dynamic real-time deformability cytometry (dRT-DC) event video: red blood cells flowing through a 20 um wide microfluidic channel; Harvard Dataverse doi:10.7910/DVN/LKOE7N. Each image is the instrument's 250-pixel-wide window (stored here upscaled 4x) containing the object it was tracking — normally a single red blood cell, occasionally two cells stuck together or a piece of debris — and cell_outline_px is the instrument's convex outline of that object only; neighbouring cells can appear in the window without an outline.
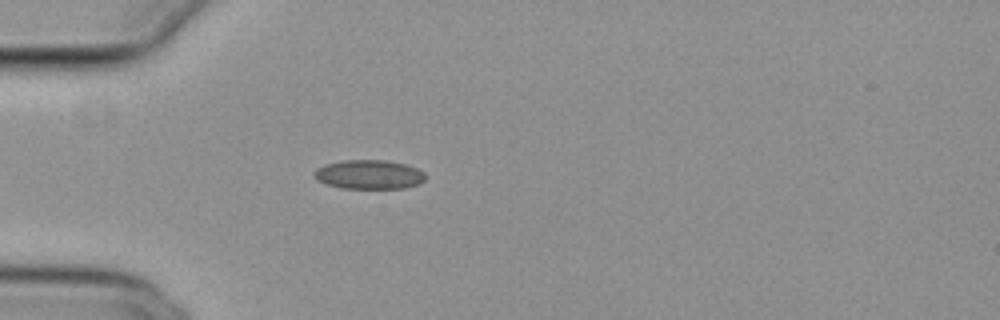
{"species": "common noctule bat (a hibernating species)", "species_latin": "Nyctalus noctula", "temperature_condition": "cold", "stored_images_in_passage": 39, "camera_frame_rate_fps": 3000, "um_per_image_px": 0.085, "animal": {"sex": "female", "body_mass_g": 29.2, "forearm_length_mm": 56.3}, "frame": {"image": 1, "passage_image": 1, "time_ms": 0.0, "image_size_px": [1000, 320], "cell_outline_px": [[424, 180], [420, 184], [404, 188], [340, 188], [324, 184], [316, 180], [312, 172], [316, 168], [324, 164], [344, 160], [384, 160], [404, 164], [416, 168], [424, 172]], "centroid_in_image_um": [31.31, 14.84], "position_along_channel_um": 53.7, "area_um2": 19.02}}
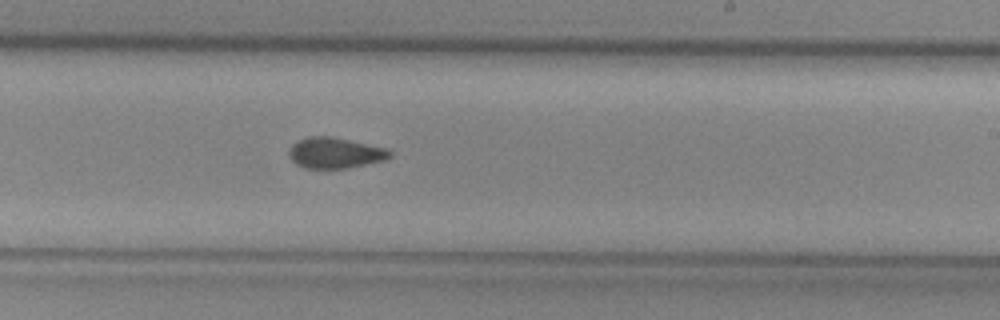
{"frame": {"image": 2, "passage_image": 18, "time_ms": 5.667, "image_size_px": [1000, 320], "cell_outline_px": [[392, 156], [388, 160], [348, 168], [304, 168], [296, 164], [288, 156], [288, 152], [292, 144], [296, 140], [308, 136], [332, 136], [388, 148], [392, 152]], "centroid_in_image_um": [28.5, 12.99], "position_along_channel_um": 260.5, "area_um2": 18.5}}
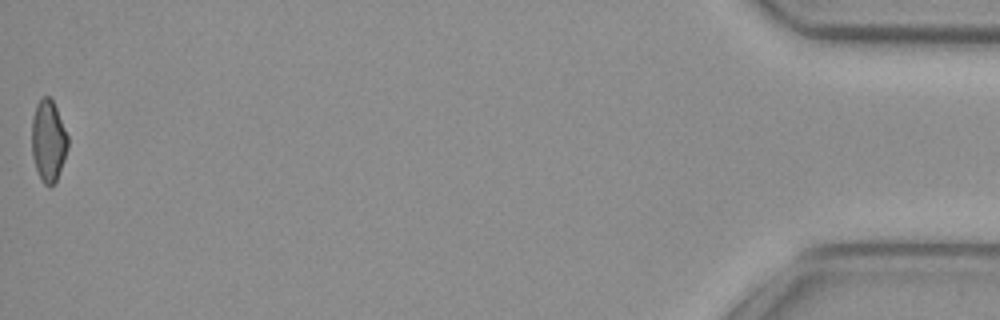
{"frame": {"image": 3, "passage_image": 39, "time_ms": 12.667, "image_size_px": [1000, 320], "cell_outline_px": [[68, 148], [64, 160], [56, 180], [52, 188], [48, 188], [40, 180], [32, 156], [32, 116], [36, 104], [40, 96], [48, 96], [52, 100], [56, 108], [68, 136]], "centroid_in_image_um": [4.1, 11.99], "position_along_channel_um": 431.1, "area_um2": 17.34}, "authors_computed_cell_mechanics": {"area_um2": 18.0914, "velocity_mm_per_s": 3.8408, "shape_relaxation_time_tau1_ms": 10.1235, "shape_relaxation_time_tau2_ms": 3.0063, "deformation_change_tau1": 0.1306, "deformation_change_tau2": 0.0778}}